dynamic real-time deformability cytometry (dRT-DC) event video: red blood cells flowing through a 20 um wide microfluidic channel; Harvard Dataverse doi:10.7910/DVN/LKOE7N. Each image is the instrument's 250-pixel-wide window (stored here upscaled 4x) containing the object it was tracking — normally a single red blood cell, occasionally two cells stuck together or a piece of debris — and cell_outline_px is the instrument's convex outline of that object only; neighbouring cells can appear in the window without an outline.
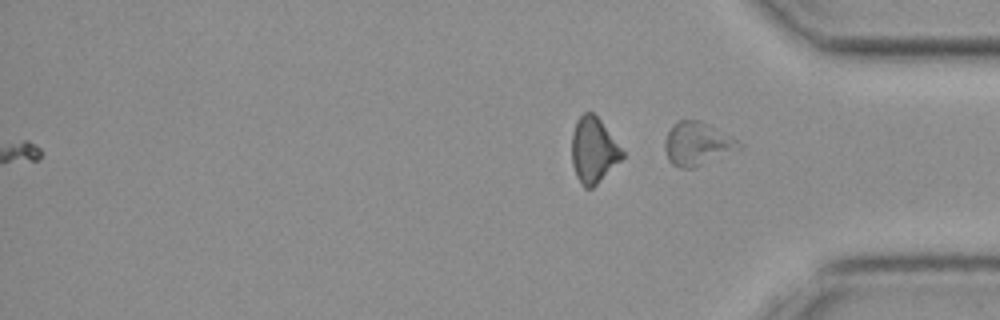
{"species": "common noctule bat (a hibernating species)", "species_latin": "Nyctalus noctula", "temperature_condition": "cold", "stored_images_in_passage": 53, "camera_frame_rate_fps": 3000, "um_per_image_px": 0.085, "animal": {"sex": "female", "body_mass_g": 19.3, "forearm_length_mm": 54.1}, "frame": {"image": 1, "passage_image": 53, "time_ms": 17.333, "image_size_px": [1000, 320], "cell_outline_px": [[744, 148], [692, 168], [680, 168], [672, 164], [668, 160], [664, 144], [664, 140], [672, 124], [676, 120], [700, 120], [708, 124], [744, 144]], "centroid_in_image_um": [59.27, 12.22], "position_along_channel_um": 375.9, "area_um2": 18.73}}